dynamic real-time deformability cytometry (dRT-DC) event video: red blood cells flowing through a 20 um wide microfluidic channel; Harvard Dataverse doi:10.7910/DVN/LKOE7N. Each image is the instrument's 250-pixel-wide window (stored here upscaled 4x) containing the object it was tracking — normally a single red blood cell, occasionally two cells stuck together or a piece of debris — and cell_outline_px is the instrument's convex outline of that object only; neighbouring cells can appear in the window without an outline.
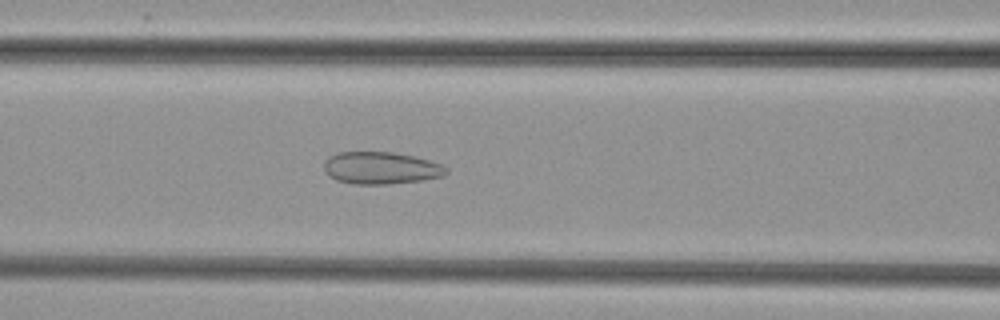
{"species": "common noctule bat (a hibernating species)", "species_latin": "Nyctalus noctula", "temperature_condition": "cold", "stored_images_in_passage": 43, "camera_frame_rate_fps": 3000, "um_per_image_px": 0.085, "animal": {"sex": "female", "body_mass_g": 29.2, "forearm_length_mm": 56.3}, "frame": {"image": 1, "passage_image": 13, "time_ms": 4.0, "image_size_px": [1000, 320], "cell_outline_px": [[448, 172], [444, 176], [424, 180], [388, 184], [352, 184], [336, 180], [324, 168], [324, 160], [328, 156], [340, 152], [392, 152], [416, 156], [440, 164], [448, 168]], "centroid_in_image_um": [32.41, 14.28], "position_along_channel_um": 134.2, "area_um2": 23.0}}
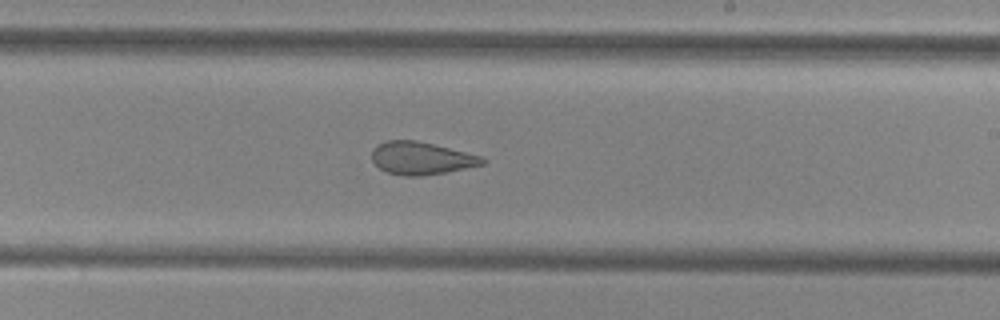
{"frame": {"image": 2, "passage_image": 22, "time_ms": 7.0, "image_size_px": [1000, 320], "cell_outline_px": [[488, 160], [484, 164], [444, 172], [420, 176], [400, 176], [388, 172], [380, 168], [372, 160], [372, 148], [388, 140], [416, 140], [484, 156]], "centroid_in_image_um": [35.83, 13.44], "position_along_channel_um": 253.2, "area_um2": 20.98}}
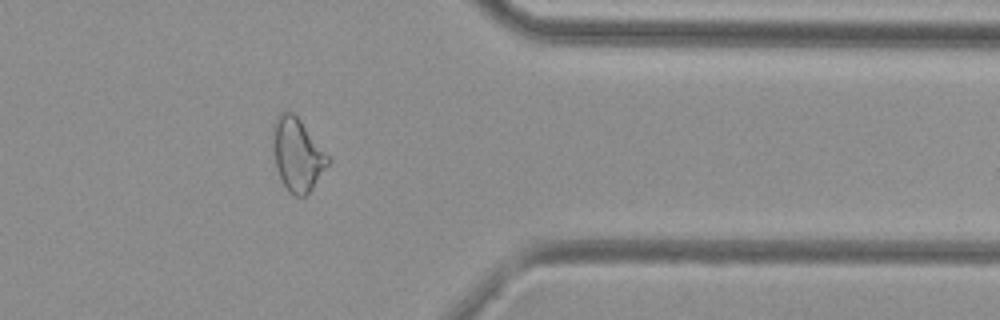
{"frame": {"image": 3, "passage_image": 33, "time_ms": 10.667, "image_size_px": [1000, 320], "cell_outline_px": [[332, 160], [312, 188], [304, 196], [292, 196], [288, 192], [280, 176], [272, 152], [272, 124], [276, 116], [280, 112], [288, 108], [300, 120], [332, 156]], "centroid_in_image_um": [25.28, 13.08], "position_along_channel_um": 386.1, "area_um2": 24.04}}